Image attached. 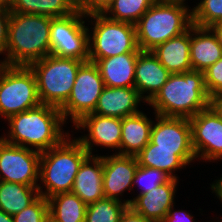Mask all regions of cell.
Returning <instances> with one entry per match:
<instances>
[{
	"label": "cell",
	"mask_w": 222,
	"mask_h": 222,
	"mask_svg": "<svg viewBox=\"0 0 222 222\" xmlns=\"http://www.w3.org/2000/svg\"><path fill=\"white\" fill-rule=\"evenodd\" d=\"M153 121L143 112L122 119L119 155L136 156L149 142Z\"/></svg>",
	"instance_id": "obj_24"
},
{
	"label": "cell",
	"mask_w": 222,
	"mask_h": 222,
	"mask_svg": "<svg viewBox=\"0 0 222 222\" xmlns=\"http://www.w3.org/2000/svg\"><path fill=\"white\" fill-rule=\"evenodd\" d=\"M0 222H14L13 216L5 213L3 210L0 209Z\"/></svg>",
	"instance_id": "obj_41"
},
{
	"label": "cell",
	"mask_w": 222,
	"mask_h": 222,
	"mask_svg": "<svg viewBox=\"0 0 222 222\" xmlns=\"http://www.w3.org/2000/svg\"><path fill=\"white\" fill-rule=\"evenodd\" d=\"M151 51L171 74L191 71L190 28L181 35L156 46Z\"/></svg>",
	"instance_id": "obj_23"
},
{
	"label": "cell",
	"mask_w": 222,
	"mask_h": 222,
	"mask_svg": "<svg viewBox=\"0 0 222 222\" xmlns=\"http://www.w3.org/2000/svg\"><path fill=\"white\" fill-rule=\"evenodd\" d=\"M214 182H216V183H213L211 185V189L213 192L216 193V195L219 197V199L222 200V177L220 178V180L218 179Z\"/></svg>",
	"instance_id": "obj_39"
},
{
	"label": "cell",
	"mask_w": 222,
	"mask_h": 222,
	"mask_svg": "<svg viewBox=\"0 0 222 222\" xmlns=\"http://www.w3.org/2000/svg\"><path fill=\"white\" fill-rule=\"evenodd\" d=\"M7 120L10 126L9 137L1 138L17 146H32L40 153L59 145L69 135H64L62 131L65 121L60 109L50 105L40 104L25 112L11 115Z\"/></svg>",
	"instance_id": "obj_1"
},
{
	"label": "cell",
	"mask_w": 222,
	"mask_h": 222,
	"mask_svg": "<svg viewBox=\"0 0 222 222\" xmlns=\"http://www.w3.org/2000/svg\"><path fill=\"white\" fill-rule=\"evenodd\" d=\"M113 0H76V7L84 15L103 14Z\"/></svg>",
	"instance_id": "obj_34"
},
{
	"label": "cell",
	"mask_w": 222,
	"mask_h": 222,
	"mask_svg": "<svg viewBox=\"0 0 222 222\" xmlns=\"http://www.w3.org/2000/svg\"><path fill=\"white\" fill-rule=\"evenodd\" d=\"M14 222H48V199L39 196L32 204L13 216Z\"/></svg>",
	"instance_id": "obj_32"
},
{
	"label": "cell",
	"mask_w": 222,
	"mask_h": 222,
	"mask_svg": "<svg viewBox=\"0 0 222 222\" xmlns=\"http://www.w3.org/2000/svg\"><path fill=\"white\" fill-rule=\"evenodd\" d=\"M192 24L211 27L222 23V0H201L192 10Z\"/></svg>",
	"instance_id": "obj_30"
},
{
	"label": "cell",
	"mask_w": 222,
	"mask_h": 222,
	"mask_svg": "<svg viewBox=\"0 0 222 222\" xmlns=\"http://www.w3.org/2000/svg\"><path fill=\"white\" fill-rule=\"evenodd\" d=\"M51 17L10 12L6 57L8 66H29L50 55Z\"/></svg>",
	"instance_id": "obj_2"
},
{
	"label": "cell",
	"mask_w": 222,
	"mask_h": 222,
	"mask_svg": "<svg viewBox=\"0 0 222 222\" xmlns=\"http://www.w3.org/2000/svg\"><path fill=\"white\" fill-rule=\"evenodd\" d=\"M119 222H155L145 218L141 214L136 213L130 206H128L122 213Z\"/></svg>",
	"instance_id": "obj_37"
},
{
	"label": "cell",
	"mask_w": 222,
	"mask_h": 222,
	"mask_svg": "<svg viewBox=\"0 0 222 222\" xmlns=\"http://www.w3.org/2000/svg\"><path fill=\"white\" fill-rule=\"evenodd\" d=\"M77 129L87 128L89 134L77 138L82 146L92 155V145L120 150L122 119L101 116L94 113L84 115L74 124ZM92 144V145H91Z\"/></svg>",
	"instance_id": "obj_13"
},
{
	"label": "cell",
	"mask_w": 222,
	"mask_h": 222,
	"mask_svg": "<svg viewBox=\"0 0 222 222\" xmlns=\"http://www.w3.org/2000/svg\"><path fill=\"white\" fill-rule=\"evenodd\" d=\"M170 75L171 73L158 61L152 51L140 50L135 66L134 88L145 100L144 102H149L157 94ZM146 92L148 95H143Z\"/></svg>",
	"instance_id": "obj_17"
},
{
	"label": "cell",
	"mask_w": 222,
	"mask_h": 222,
	"mask_svg": "<svg viewBox=\"0 0 222 222\" xmlns=\"http://www.w3.org/2000/svg\"><path fill=\"white\" fill-rule=\"evenodd\" d=\"M70 140L68 135L59 145L41 153L39 179L46 191L40 186L38 191L46 199L71 192L80 165L90 155L77 138Z\"/></svg>",
	"instance_id": "obj_5"
},
{
	"label": "cell",
	"mask_w": 222,
	"mask_h": 222,
	"mask_svg": "<svg viewBox=\"0 0 222 222\" xmlns=\"http://www.w3.org/2000/svg\"><path fill=\"white\" fill-rule=\"evenodd\" d=\"M84 17L86 18V15L77 9L70 15L51 19V55L88 61L89 28L84 25Z\"/></svg>",
	"instance_id": "obj_9"
},
{
	"label": "cell",
	"mask_w": 222,
	"mask_h": 222,
	"mask_svg": "<svg viewBox=\"0 0 222 222\" xmlns=\"http://www.w3.org/2000/svg\"><path fill=\"white\" fill-rule=\"evenodd\" d=\"M40 196L38 187L0 181V209L14 216Z\"/></svg>",
	"instance_id": "obj_27"
},
{
	"label": "cell",
	"mask_w": 222,
	"mask_h": 222,
	"mask_svg": "<svg viewBox=\"0 0 222 222\" xmlns=\"http://www.w3.org/2000/svg\"><path fill=\"white\" fill-rule=\"evenodd\" d=\"M138 165L162 170L171 178L177 179L174 171L190 164L196 155L194 150L154 149L150 141L137 155Z\"/></svg>",
	"instance_id": "obj_21"
},
{
	"label": "cell",
	"mask_w": 222,
	"mask_h": 222,
	"mask_svg": "<svg viewBox=\"0 0 222 222\" xmlns=\"http://www.w3.org/2000/svg\"><path fill=\"white\" fill-rule=\"evenodd\" d=\"M142 100L135 88L105 86L92 113L123 119L139 113L137 107Z\"/></svg>",
	"instance_id": "obj_18"
},
{
	"label": "cell",
	"mask_w": 222,
	"mask_h": 222,
	"mask_svg": "<svg viewBox=\"0 0 222 222\" xmlns=\"http://www.w3.org/2000/svg\"><path fill=\"white\" fill-rule=\"evenodd\" d=\"M178 179L171 178L168 182L153 188L145 194L124 201L136 213L155 222H163L168 210L174 207L175 189Z\"/></svg>",
	"instance_id": "obj_16"
},
{
	"label": "cell",
	"mask_w": 222,
	"mask_h": 222,
	"mask_svg": "<svg viewBox=\"0 0 222 222\" xmlns=\"http://www.w3.org/2000/svg\"><path fill=\"white\" fill-rule=\"evenodd\" d=\"M138 167L136 156H103V192L105 198L121 201L118 196L133 189V178Z\"/></svg>",
	"instance_id": "obj_14"
},
{
	"label": "cell",
	"mask_w": 222,
	"mask_h": 222,
	"mask_svg": "<svg viewBox=\"0 0 222 222\" xmlns=\"http://www.w3.org/2000/svg\"><path fill=\"white\" fill-rule=\"evenodd\" d=\"M83 63L84 61L74 58H61L51 54L32 62L29 67L36 77L40 103L60 109L67 102Z\"/></svg>",
	"instance_id": "obj_6"
},
{
	"label": "cell",
	"mask_w": 222,
	"mask_h": 222,
	"mask_svg": "<svg viewBox=\"0 0 222 222\" xmlns=\"http://www.w3.org/2000/svg\"><path fill=\"white\" fill-rule=\"evenodd\" d=\"M189 122L196 158L208 161L222 159V119L214 108L209 105Z\"/></svg>",
	"instance_id": "obj_12"
},
{
	"label": "cell",
	"mask_w": 222,
	"mask_h": 222,
	"mask_svg": "<svg viewBox=\"0 0 222 222\" xmlns=\"http://www.w3.org/2000/svg\"><path fill=\"white\" fill-rule=\"evenodd\" d=\"M210 105L219 114L222 119V94L215 95L210 100Z\"/></svg>",
	"instance_id": "obj_38"
},
{
	"label": "cell",
	"mask_w": 222,
	"mask_h": 222,
	"mask_svg": "<svg viewBox=\"0 0 222 222\" xmlns=\"http://www.w3.org/2000/svg\"><path fill=\"white\" fill-rule=\"evenodd\" d=\"M204 79L210 98L222 94V57L204 71Z\"/></svg>",
	"instance_id": "obj_33"
},
{
	"label": "cell",
	"mask_w": 222,
	"mask_h": 222,
	"mask_svg": "<svg viewBox=\"0 0 222 222\" xmlns=\"http://www.w3.org/2000/svg\"><path fill=\"white\" fill-rule=\"evenodd\" d=\"M170 179L171 177L162 170L138 165L133 178V186L138 184V187L141 188L139 194H145L153 188L168 182Z\"/></svg>",
	"instance_id": "obj_31"
},
{
	"label": "cell",
	"mask_w": 222,
	"mask_h": 222,
	"mask_svg": "<svg viewBox=\"0 0 222 222\" xmlns=\"http://www.w3.org/2000/svg\"><path fill=\"white\" fill-rule=\"evenodd\" d=\"M9 16L10 10L7 2L0 0V54L6 52Z\"/></svg>",
	"instance_id": "obj_35"
},
{
	"label": "cell",
	"mask_w": 222,
	"mask_h": 222,
	"mask_svg": "<svg viewBox=\"0 0 222 222\" xmlns=\"http://www.w3.org/2000/svg\"><path fill=\"white\" fill-rule=\"evenodd\" d=\"M221 57L222 47L212 29L192 24L190 27V61L192 70L204 72Z\"/></svg>",
	"instance_id": "obj_20"
},
{
	"label": "cell",
	"mask_w": 222,
	"mask_h": 222,
	"mask_svg": "<svg viewBox=\"0 0 222 222\" xmlns=\"http://www.w3.org/2000/svg\"><path fill=\"white\" fill-rule=\"evenodd\" d=\"M71 192L79 196L86 205L105 198L103 192V156L89 155L83 161L75 176Z\"/></svg>",
	"instance_id": "obj_19"
},
{
	"label": "cell",
	"mask_w": 222,
	"mask_h": 222,
	"mask_svg": "<svg viewBox=\"0 0 222 222\" xmlns=\"http://www.w3.org/2000/svg\"><path fill=\"white\" fill-rule=\"evenodd\" d=\"M140 52H130L95 62L106 87H135V66Z\"/></svg>",
	"instance_id": "obj_22"
},
{
	"label": "cell",
	"mask_w": 222,
	"mask_h": 222,
	"mask_svg": "<svg viewBox=\"0 0 222 222\" xmlns=\"http://www.w3.org/2000/svg\"><path fill=\"white\" fill-rule=\"evenodd\" d=\"M86 17L95 20L92 37H88V61L95 63L99 59L123 53L140 52L134 24L114 21L104 14H90Z\"/></svg>",
	"instance_id": "obj_7"
},
{
	"label": "cell",
	"mask_w": 222,
	"mask_h": 222,
	"mask_svg": "<svg viewBox=\"0 0 222 222\" xmlns=\"http://www.w3.org/2000/svg\"><path fill=\"white\" fill-rule=\"evenodd\" d=\"M50 222H85L87 205L72 192L48 198Z\"/></svg>",
	"instance_id": "obj_26"
},
{
	"label": "cell",
	"mask_w": 222,
	"mask_h": 222,
	"mask_svg": "<svg viewBox=\"0 0 222 222\" xmlns=\"http://www.w3.org/2000/svg\"><path fill=\"white\" fill-rule=\"evenodd\" d=\"M217 36L220 46L222 47V23H218L210 27Z\"/></svg>",
	"instance_id": "obj_40"
},
{
	"label": "cell",
	"mask_w": 222,
	"mask_h": 222,
	"mask_svg": "<svg viewBox=\"0 0 222 222\" xmlns=\"http://www.w3.org/2000/svg\"><path fill=\"white\" fill-rule=\"evenodd\" d=\"M204 72L191 70L171 74L157 94L147 102L155 114L190 119L210 105Z\"/></svg>",
	"instance_id": "obj_3"
},
{
	"label": "cell",
	"mask_w": 222,
	"mask_h": 222,
	"mask_svg": "<svg viewBox=\"0 0 222 222\" xmlns=\"http://www.w3.org/2000/svg\"><path fill=\"white\" fill-rule=\"evenodd\" d=\"M104 87L97 65L91 61L84 62L79 67L67 102L60 108L64 121L71 116L75 124L84 115L92 113Z\"/></svg>",
	"instance_id": "obj_10"
},
{
	"label": "cell",
	"mask_w": 222,
	"mask_h": 222,
	"mask_svg": "<svg viewBox=\"0 0 222 222\" xmlns=\"http://www.w3.org/2000/svg\"><path fill=\"white\" fill-rule=\"evenodd\" d=\"M10 12L64 17L77 10L76 0H6Z\"/></svg>",
	"instance_id": "obj_25"
},
{
	"label": "cell",
	"mask_w": 222,
	"mask_h": 222,
	"mask_svg": "<svg viewBox=\"0 0 222 222\" xmlns=\"http://www.w3.org/2000/svg\"><path fill=\"white\" fill-rule=\"evenodd\" d=\"M6 64L2 61L0 62V67H4Z\"/></svg>",
	"instance_id": "obj_42"
},
{
	"label": "cell",
	"mask_w": 222,
	"mask_h": 222,
	"mask_svg": "<svg viewBox=\"0 0 222 222\" xmlns=\"http://www.w3.org/2000/svg\"><path fill=\"white\" fill-rule=\"evenodd\" d=\"M155 1L156 0H113L112 4L103 14L111 20L128 22L135 25ZM107 14L109 16H107Z\"/></svg>",
	"instance_id": "obj_28"
},
{
	"label": "cell",
	"mask_w": 222,
	"mask_h": 222,
	"mask_svg": "<svg viewBox=\"0 0 222 222\" xmlns=\"http://www.w3.org/2000/svg\"><path fill=\"white\" fill-rule=\"evenodd\" d=\"M41 153L17 146L0 137V181L39 187Z\"/></svg>",
	"instance_id": "obj_11"
},
{
	"label": "cell",
	"mask_w": 222,
	"mask_h": 222,
	"mask_svg": "<svg viewBox=\"0 0 222 222\" xmlns=\"http://www.w3.org/2000/svg\"><path fill=\"white\" fill-rule=\"evenodd\" d=\"M40 104L36 77L30 67L5 65L0 74V115L7 119Z\"/></svg>",
	"instance_id": "obj_8"
},
{
	"label": "cell",
	"mask_w": 222,
	"mask_h": 222,
	"mask_svg": "<svg viewBox=\"0 0 222 222\" xmlns=\"http://www.w3.org/2000/svg\"><path fill=\"white\" fill-rule=\"evenodd\" d=\"M127 207L125 202L103 198L87 205L85 222H119Z\"/></svg>",
	"instance_id": "obj_29"
},
{
	"label": "cell",
	"mask_w": 222,
	"mask_h": 222,
	"mask_svg": "<svg viewBox=\"0 0 222 222\" xmlns=\"http://www.w3.org/2000/svg\"><path fill=\"white\" fill-rule=\"evenodd\" d=\"M155 116L150 136L154 149L194 150L189 119Z\"/></svg>",
	"instance_id": "obj_15"
},
{
	"label": "cell",
	"mask_w": 222,
	"mask_h": 222,
	"mask_svg": "<svg viewBox=\"0 0 222 222\" xmlns=\"http://www.w3.org/2000/svg\"><path fill=\"white\" fill-rule=\"evenodd\" d=\"M184 1L156 0L141 16L135 24L140 50L151 51L191 27L192 11Z\"/></svg>",
	"instance_id": "obj_4"
},
{
	"label": "cell",
	"mask_w": 222,
	"mask_h": 222,
	"mask_svg": "<svg viewBox=\"0 0 222 222\" xmlns=\"http://www.w3.org/2000/svg\"><path fill=\"white\" fill-rule=\"evenodd\" d=\"M172 208L173 207L168 210L163 222H195L192 219L193 216L190 215L188 212H184L183 210L174 211L172 210Z\"/></svg>",
	"instance_id": "obj_36"
}]
</instances>
